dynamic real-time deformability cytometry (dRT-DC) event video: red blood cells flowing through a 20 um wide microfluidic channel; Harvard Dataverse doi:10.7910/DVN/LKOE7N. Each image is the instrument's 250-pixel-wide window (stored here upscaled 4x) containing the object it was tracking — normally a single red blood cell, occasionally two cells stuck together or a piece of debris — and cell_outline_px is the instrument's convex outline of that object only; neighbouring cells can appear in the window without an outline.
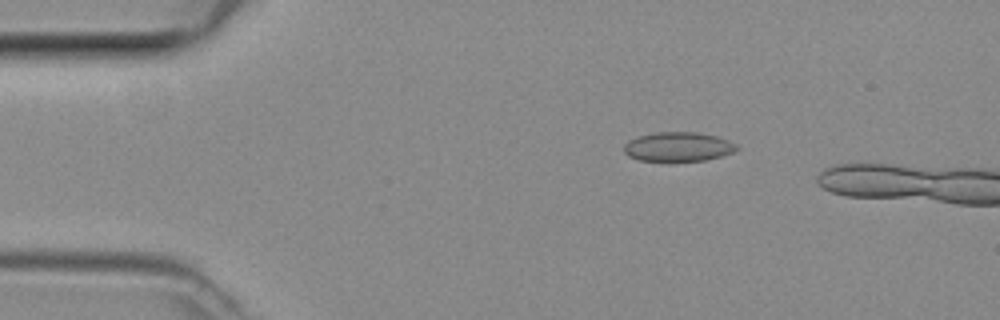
{"species": "common noctule bat (a hibernating species)", "species_latin": "Nyctalus noctula", "temperature_condition": "room temperature", "stored_images_in_passage": 40, "camera_frame_rate_fps": 3000, "um_per_image_px": 0.085, "animal": {"sex": "female", "body_mass_g": 29.2, "forearm_length_mm": 56.3}, "frame": {"image": 1, "passage_image": 7, "time_ms": 2.0, "image_size_px": [1000, 320], "cell_outline_px": [[740, 148], [732, 152], [720, 156], [704, 160], [640, 160], [628, 156], [624, 152], [624, 144], [628, 140], [636, 136], [656, 132], [696, 132], [716, 136], [728, 140], [736, 144]], "centroid_in_image_um": [57.62, 12.45], "position_along_channel_um": 27.4, "area_um2": 19.07}}
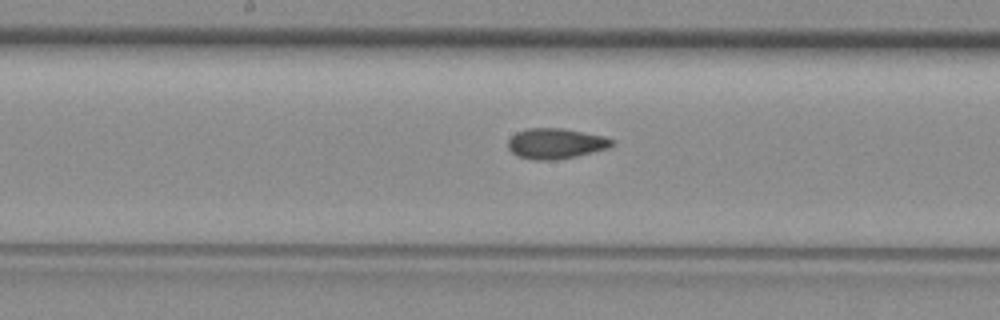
{"frame": {"image": 2, "passage_image": 23, "time_ms": 7.333, "image_size_px": [1000, 320], "cell_outline_px": [[616, 144], [612, 148], [576, 156], [556, 160], [536, 160], [516, 156], [508, 148], [508, 140], [516, 132], [528, 128], [564, 128], [604, 136], [616, 140]], "centroid_in_image_um": [47.29, 12.2], "position_along_channel_um": 200.9, "area_um2": 18.79}}
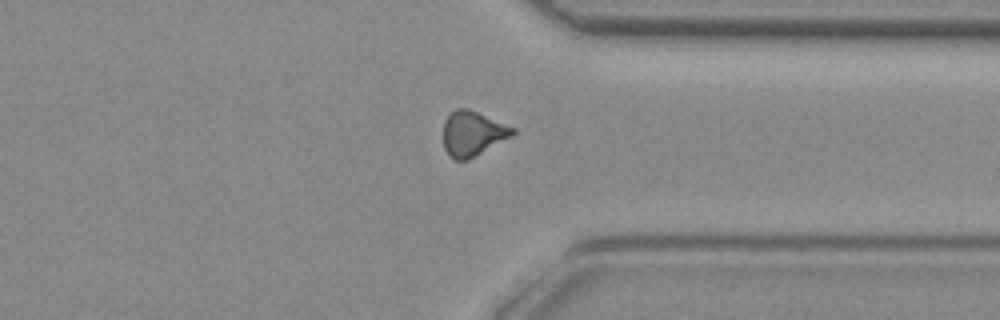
{"frame": {"image": 3, "passage_image": 35, "time_ms": 11.333, "image_size_px": [1000, 320], "cell_outline_px": [[516, 132], [512, 136], [468, 160], [452, 160], [448, 156], [444, 148], [444, 120], [456, 108], [468, 108], [516, 128]], "centroid_in_image_um": [40.17, 11.36], "position_along_channel_um": 371.2, "area_um2": 18.21}}